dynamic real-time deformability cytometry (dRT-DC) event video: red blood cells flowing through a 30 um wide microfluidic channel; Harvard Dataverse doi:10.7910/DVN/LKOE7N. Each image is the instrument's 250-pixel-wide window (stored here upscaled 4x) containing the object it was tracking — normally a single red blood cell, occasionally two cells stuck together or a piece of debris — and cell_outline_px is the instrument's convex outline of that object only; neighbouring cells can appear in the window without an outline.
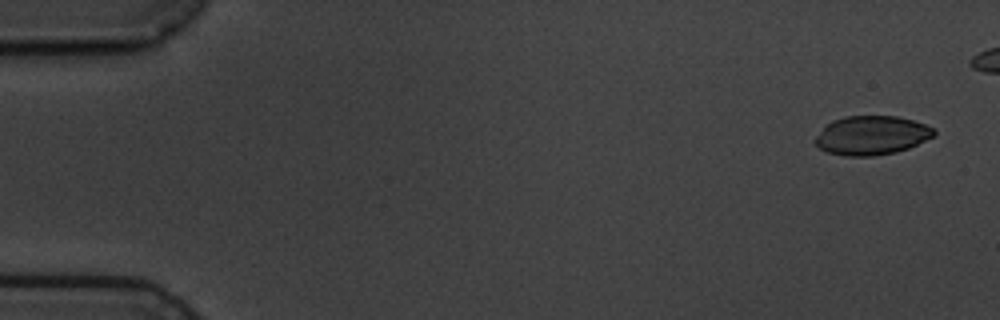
{"species": "common noctule bat (a hibernating species)", "species_latin": "Nyctalus noctula", "temperature_condition": "cold", "stored_images_in_passage": 6, "camera_frame_rate_fps": 3000, "um_per_image_px": 0.085, "animal": {"sex": "male", "body_mass_g": 19.5, "forearm_length_mm": 54.6}, "frame": {"image": 1, "passage_image": 1, "time_ms": 0.0, "image_size_px": [1000, 320], "cell_outline_px": [[936, 136], [908, 148], [896, 152], [872, 156], [844, 156], [828, 152], [820, 148], [812, 140], [832, 120], [844, 116], [896, 116], [912, 120], [924, 124], [932, 128], [936, 132]], "centroid_in_image_um": [74.09, 11.51], "position_along_channel_um": 10.9, "area_um2": 26.93}}